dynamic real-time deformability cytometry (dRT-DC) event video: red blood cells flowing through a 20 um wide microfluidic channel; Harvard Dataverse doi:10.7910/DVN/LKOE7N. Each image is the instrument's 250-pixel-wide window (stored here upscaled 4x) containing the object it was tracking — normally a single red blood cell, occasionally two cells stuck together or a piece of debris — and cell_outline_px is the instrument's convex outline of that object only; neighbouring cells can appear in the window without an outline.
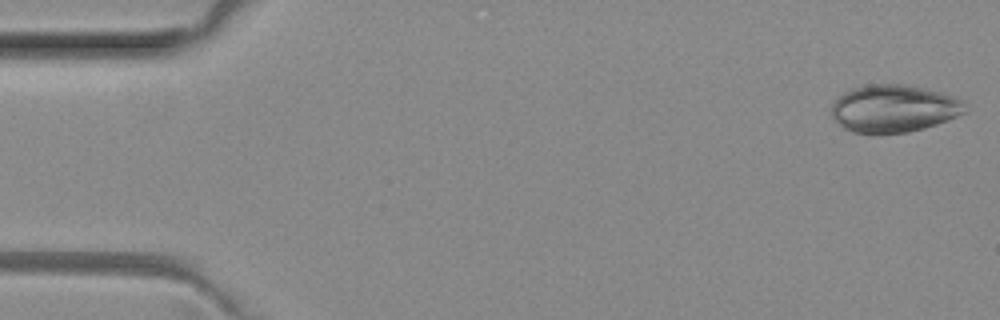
{"species": "common noctule bat (a hibernating species)", "species_latin": "Nyctalus noctula", "temperature_condition": "room temperature", "stored_images_in_passage": 8, "camera_frame_rate_fps": 3000, "um_per_image_px": 0.085, "animal": {"sex": "female", "body_mass_g": 29.2, "forearm_length_mm": 56.3}, "frame": {"image": 1, "passage_image": 1, "time_ms": 0.0, "image_size_px": [1000, 320], "cell_outline_px": [[968, 112], [936, 124], [924, 128], [908, 132], [852, 132], [844, 128], [832, 116], [832, 104], [844, 92], [852, 88], [868, 84], [904, 84], [924, 88], [940, 92], [952, 96], [960, 100]], "centroid_in_image_um": [75.97, 9.21], "position_along_channel_um": 9.0, "area_um2": 36.47}}
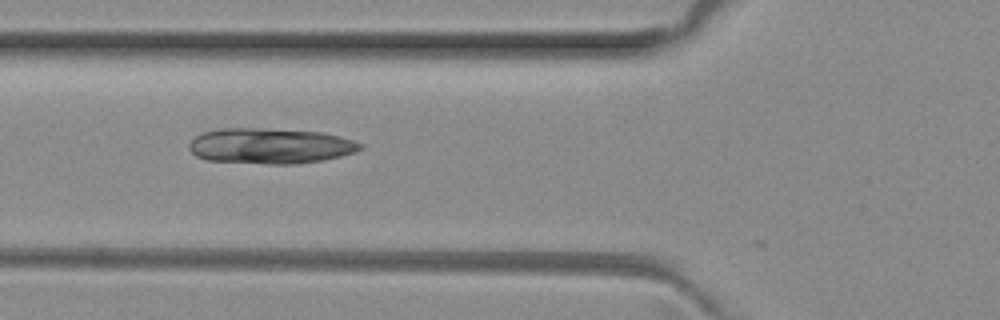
{"frame": {"image": 2, "passage_image": 6, "time_ms": 1.667, "image_size_px": [1000, 320], "cell_outline_px": [[364, 148], [356, 152], [324, 160], [292, 164], [268, 164], [208, 160], [196, 156], [188, 148], [188, 144], [196, 136], [204, 132], [220, 128], [260, 128], [320, 132], [340, 136], [364, 144]], "centroid_in_image_um": [22.98, 12.4], "position_along_channel_um": 102.8, "area_um2": 35.49}}
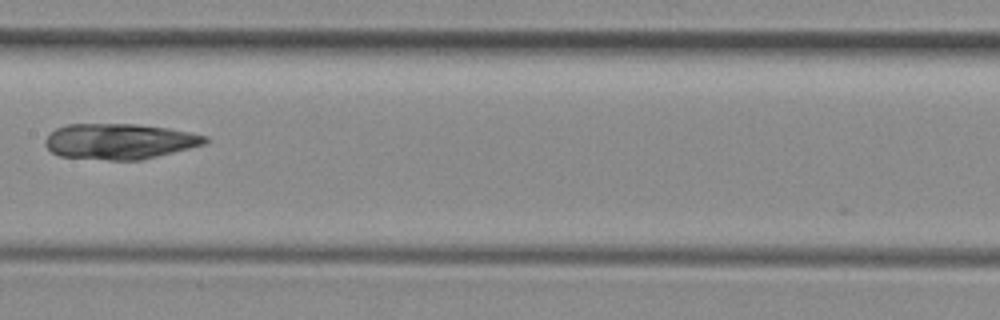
{"frame": {"image": 3, "passage_image": 8, "time_ms": 2.333, "image_size_px": [1000, 320], "cell_outline_px": [[212, 140], [208, 144], [140, 160], [108, 160], [60, 156], [52, 152], [44, 144], [44, 140], [56, 128], [68, 124], [136, 124], [168, 128], [208, 136]], "centroid_in_image_um": [10.21, 12.01], "position_along_channel_um": 197.2, "area_um2": 33.29}}